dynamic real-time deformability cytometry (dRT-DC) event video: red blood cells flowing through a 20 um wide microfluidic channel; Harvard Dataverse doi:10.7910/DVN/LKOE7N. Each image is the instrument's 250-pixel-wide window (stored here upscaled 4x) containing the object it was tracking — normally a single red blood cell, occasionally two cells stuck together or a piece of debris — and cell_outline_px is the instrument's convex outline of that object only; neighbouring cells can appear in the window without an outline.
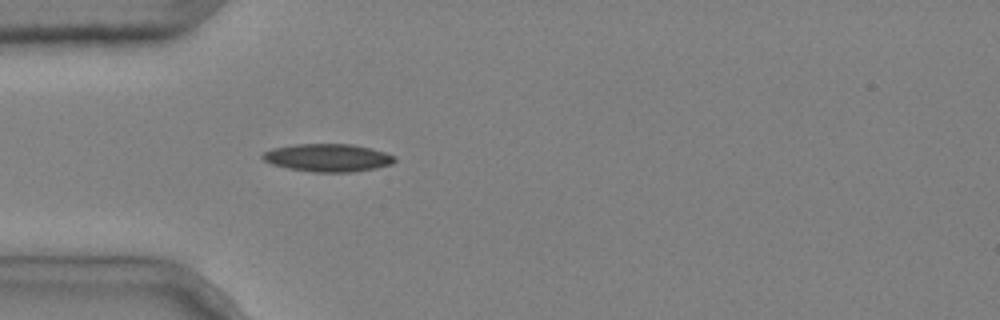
{"species": "common noctule bat (a hibernating species)", "species_latin": "Nyctalus noctula", "temperature_condition": "cold", "stored_images_in_passage": 3, "camera_frame_rate_fps": 3000, "um_per_image_px": 0.085, "animal": {"sex": "male", "body_mass_g": 20.4}, "frame": {"image": 1, "passage_image": 3, "time_ms": 0.667, "image_size_px": [1000, 320], "cell_outline_px": [[396, 160], [392, 164], [376, 168], [352, 172], [312, 172], [288, 168], [272, 164], [264, 160], [260, 156], [264, 152], [272, 148], [296, 144], [352, 144], [372, 148], [384, 152], [392, 156]], "centroid_in_image_um": [27.85, 13.4], "position_along_channel_um": 57.2, "area_um2": 21.39}}